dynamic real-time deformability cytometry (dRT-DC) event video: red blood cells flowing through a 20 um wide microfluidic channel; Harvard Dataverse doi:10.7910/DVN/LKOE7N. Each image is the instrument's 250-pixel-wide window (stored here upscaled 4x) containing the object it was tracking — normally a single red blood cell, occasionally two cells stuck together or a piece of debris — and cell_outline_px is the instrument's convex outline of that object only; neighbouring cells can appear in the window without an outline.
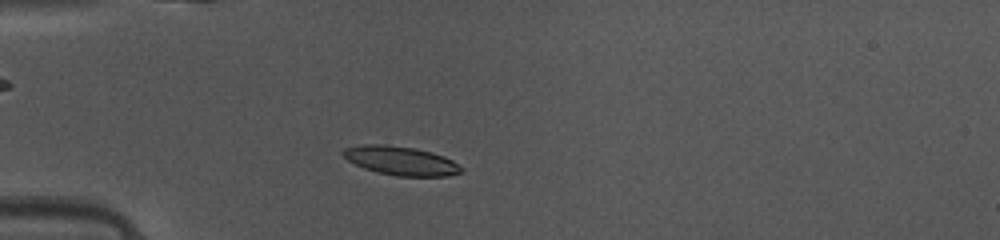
{"species": "common noctule bat (a hibernating species)", "species_latin": "Nyctalus noctula", "temperature_condition": "warm", "stored_images_in_passage": 47, "camera_frame_rate_fps": 3000, "um_per_image_px": 0.085, "animal": {"sex": "female", "body_mass_g": 10.0, "forearm_length_mm": 53.1}, "frame": {"image": 1, "passage_image": 13, "time_ms": 4.0, "image_size_px": [1000, 240], "cell_outline_px": [[464, 168], [460, 172], [448, 176], [396, 176], [376, 172], [364, 168], [348, 160], [340, 152], [344, 148], [360, 144], [384, 144], [412, 148], [432, 152], [444, 156], [452, 160]], "centroid_in_image_um": [34.05, 13.66], "position_along_channel_um": 50.9, "area_um2": 19.88}}
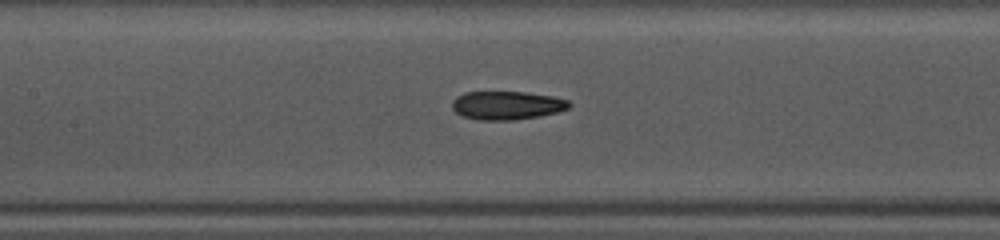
{"frame": {"image": 2, "passage_image": 22, "time_ms": 7.0, "image_size_px": [1000, 240], "cell_outline_px": [[572, 104], [568, 108], [556, 112], [540, 116], [512, 120], [480, 120], [460, 116], [452, 108], [452, 100], [456, 96], [464, 92], [524, 92], [552, 96], [568, 100]], "centroid_in_image_um": [43.05, 8.95], "position_along_channel_um": 164.4, "area_um2": 19.48}}
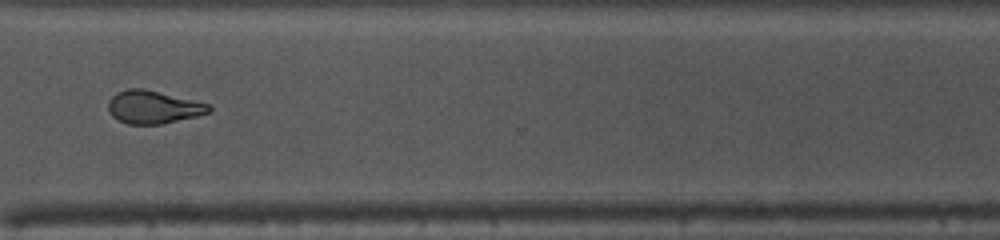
{"frame": {"image": 3, "passage_image": 36, "time_ms": 11.667, "image_size_px": [1000, 240], "cell_outline_px": [[212, 112], [196, 116], [160, 124], [128, 124], [112, 116], [108, 108], [108, 100], [116, 92], [128, 88], [144, 88], [212, 104]], "centroid_in_image_um": [13.05, 9.08], "position_along_channel_um": 357.5, "area_um2": 19.48}, "authors_computed_cell_mechanics": {"area_um2": 19.363, "velocity_mm_per_s": 4.1549, "shape_relaxation_time_tau1_ms": 7.2507, "shape_relaxation_time_tau2_ms": 1.8746, "deformation_change_tau1": 0.2244, "deformation_change_tau2": 0.0967}}